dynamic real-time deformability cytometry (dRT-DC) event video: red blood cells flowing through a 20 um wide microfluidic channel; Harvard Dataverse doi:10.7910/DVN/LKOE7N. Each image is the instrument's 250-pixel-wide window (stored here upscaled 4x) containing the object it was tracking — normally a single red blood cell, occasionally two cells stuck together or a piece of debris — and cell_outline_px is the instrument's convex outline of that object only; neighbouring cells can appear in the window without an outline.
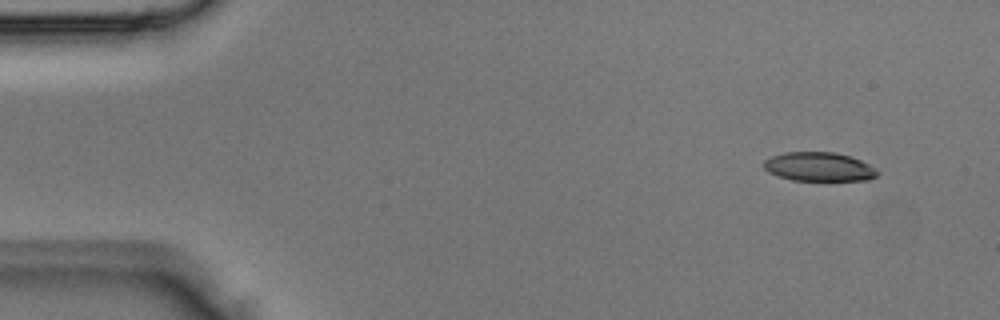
{"species": "Egyptian fruit bat (a non-hibernating species)", "species_latin": "Rousettus aegyptiacus", "temperature_condition": "room temperature", "stored_images_in_passage": 3, "camera_frame_rate_fps": 3000, "um_per_image_px": 0.085, "animal": {"sex": "male"}, "frame": {"image": 1, "passage_image": 1, "time_ms": 0.0, "image_size_px": [1000, 320], "cell_outline_px": [[880, 172], [876, 176], [868, 180], [792, 180], [768, 172], [764, 168], [764, 160], [772, 156], [784, 152], [836, 152], [860, 160], [876, 168]], "centroid_in_image_um": [69.62, 14.17], "position_along_channel_um": 15.4, "area_um2": 19.07}}
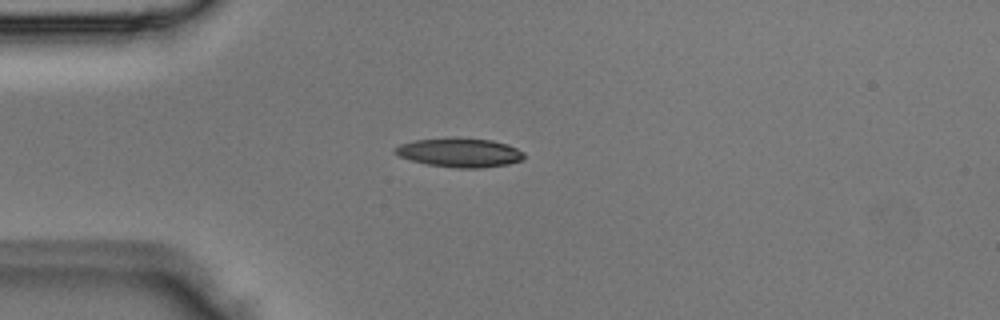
{"frame": {"image": 2, "passage_image": 3, "time_ms": 0.667, "image_size_px": [1000, 320], "cell_outline_px": [[524, 160], [508, 164], [480, 168], [456, 168], [428, 164], [412, 160], [400, 156], [392, 152], [400, 144], [412, 140], [448, 136], [452, 136], [492, 140], [508, 144], [524, 152]], "centroid_in_image_um": [39.08, 12.94], "position_along_channel_um": 45.9, "area_um2": 22.25}}